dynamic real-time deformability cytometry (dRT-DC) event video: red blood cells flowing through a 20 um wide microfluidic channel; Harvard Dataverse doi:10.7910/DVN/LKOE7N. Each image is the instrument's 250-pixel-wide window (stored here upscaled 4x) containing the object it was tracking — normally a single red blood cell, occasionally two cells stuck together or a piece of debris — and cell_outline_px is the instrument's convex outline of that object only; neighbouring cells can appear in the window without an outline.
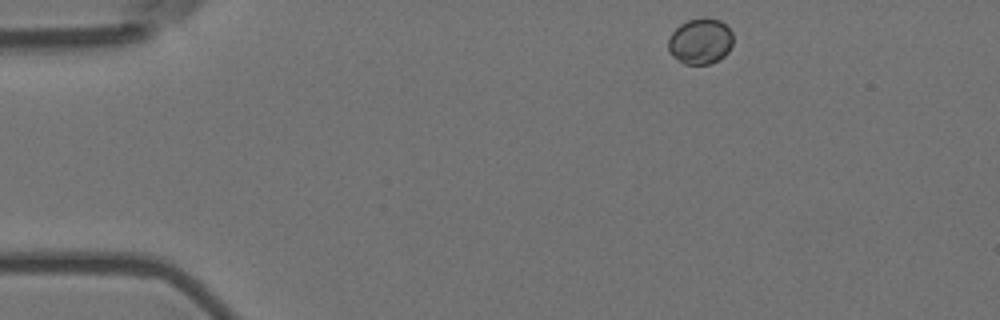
{"species": "Egyptian fruit bat (a non-hibernating species)", "species_latin": "Rousettus aegyptiacus", "temperature_condition": "room temperature", "stored_images_in_passage": 3, "camera_frame_rate_fps": 3000, "um_per_image_px": 0.085, "animal": {"sex": "female"}, "frame": {"image": 1, "passage_image": 1, "time_ms": 0.0, "image_size_px": [1000, 320], "cell_outline_px": [[732, 44], [728, 52], [724, 56], [708, 64], [684, 64], [672, 56], [668, 52], [668, 40], [672, 32], [680, 24], [688, 20], [704, 16], [720, 20], [732, 32]], "centroid_in_image_um": [59.51, 3.49], "position_along_channel_um": 25.5, "area_um2": 17.4}}